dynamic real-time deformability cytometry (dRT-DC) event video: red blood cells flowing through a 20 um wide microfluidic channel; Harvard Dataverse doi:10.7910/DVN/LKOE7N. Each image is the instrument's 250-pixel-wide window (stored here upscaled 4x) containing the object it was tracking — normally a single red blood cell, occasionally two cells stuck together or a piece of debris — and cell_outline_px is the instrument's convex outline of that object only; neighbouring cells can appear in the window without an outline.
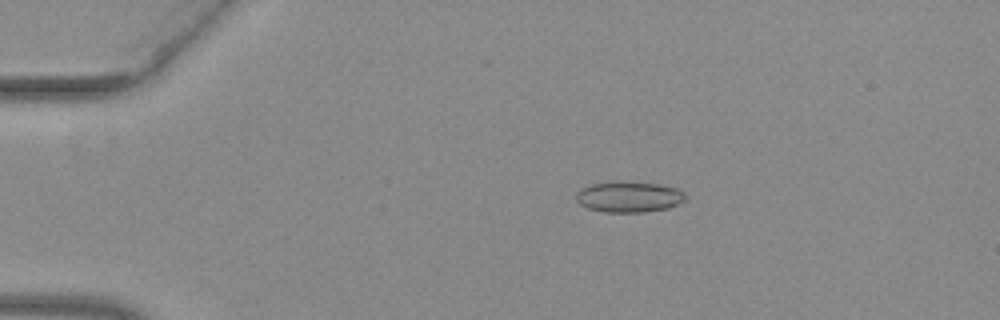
{"species": "common noctule bat (a hibernating species)", "species_latin": "Nyctalus noctula", "temperature_condition": "warm", "stored_images_in_passage": 49, "camera_frame_rate_fps": 3000, "um_per_image_px": 0.085, "animal": {"sex": "female", "body_mass_g": 29.2, "forearm_length_mm": 56.3}, "frame": {"image": 1, "passage_image": 7, "time_ms": 2.0, "image_size_px": [1000, 320], "cell_outline_px": [[688, 200], [680, 204], [668, 208], [644, 212], [604, 212], [588, 208], [580, 204], [576, 200], [576, 192], [592, 184], [620, 180], [660, 184], [676, 188], [684, 192], [688, 196]], "centroid_in_image_um": [53.52, 16.72], "position_along_channel_um": 31.5, "area_um2": 20.0}}
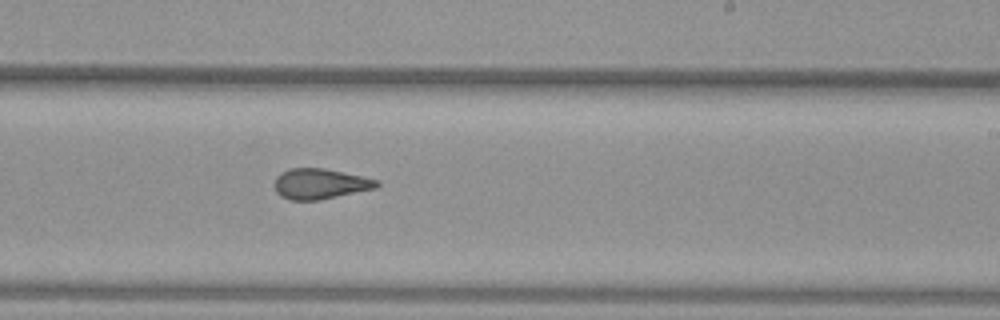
{"frame": {"image": 2, "passage_image": 29, "time_ms": 9.333, "image_size_px": [1000, 320], "cell_outline_px": [[380, 184], [376, 188], [320, 200], [288, 200], [280, 196], [276, 192], [272, 184], [276, 176], [280, 172], [288, 168], [324, 168], [380, 180]], "centroid_in_image_um": [27.16, 15.62], "position_along_channel_um": 261.8, "area_um2": 18.44}}
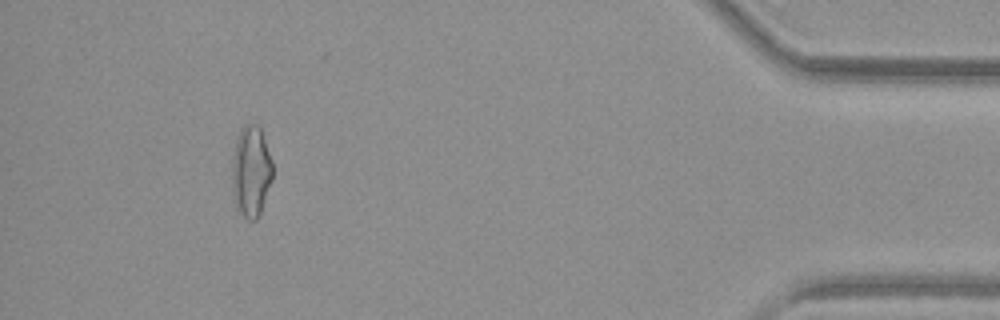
{"frame": {"image": 3, "passage_image": 45, "time_ms": 14.667, "image_size_px": [1000, 320], "cell_outline_px": [[272, 180], [260, 216], [256, 220], [248, 220], [236, 212], [232, 184], [232, 156], [236, 140], [240, 128], [244, 124], [256, 124], [260, 128], [272, 160]], "centroid_in_image_um": [21.33, 14.61], "position_along_channel_um": 413.9, "area_um2": 21.96}, "authors_computed_cell_mechanics": {"area_um2": 19.2474, "velocity_mm_per_s": 3.9839, "shape_relaxation_time_tau1_ms": null, "shape_relaxation_time_tau2_ms": 1.6041, "deformation_change_tau1": null, "deformation_change_tau2": 0.0917}}